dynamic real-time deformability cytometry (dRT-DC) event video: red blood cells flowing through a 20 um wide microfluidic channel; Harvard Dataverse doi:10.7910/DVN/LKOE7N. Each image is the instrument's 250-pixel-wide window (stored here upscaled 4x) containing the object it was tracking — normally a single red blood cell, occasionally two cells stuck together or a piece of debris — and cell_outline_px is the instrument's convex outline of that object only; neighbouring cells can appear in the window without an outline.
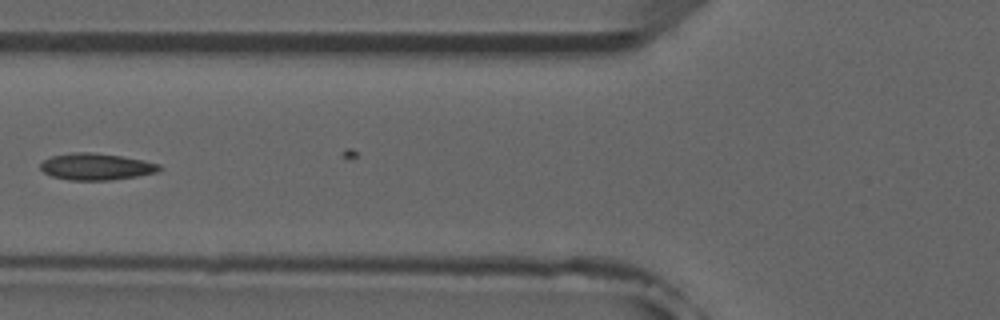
{"species": "common noctule bat (a hibernating species)", "species_latin": "Nyctalus noctula", "temperature_condition": "room temperature", "stored_images_in_passage": 8, "camera_frame_rate_fps": 3000, "um_per_image_px": 0.085, "animal": {"sex": "male", "forearm_length_mm": 52.5}, "frame": {"image": 1, "passage_image": 7, "time_ms": 8.0, "image_size_px": [1000, 320], "cell_outline_px": [[164, 168], [156, 172], [136, 176], [112, 180], [68, 180], [52, 176], [44, 172], [40, 168], [40, 164], [44, 160], [52, 156], [72, 152], [92, 152], [120, 156], [144, 160], [160, 164]], "centroid_in_image_um": [8.19, 14.16], "position_along_channel_um": 117.6, "area_um2": 18.5}}